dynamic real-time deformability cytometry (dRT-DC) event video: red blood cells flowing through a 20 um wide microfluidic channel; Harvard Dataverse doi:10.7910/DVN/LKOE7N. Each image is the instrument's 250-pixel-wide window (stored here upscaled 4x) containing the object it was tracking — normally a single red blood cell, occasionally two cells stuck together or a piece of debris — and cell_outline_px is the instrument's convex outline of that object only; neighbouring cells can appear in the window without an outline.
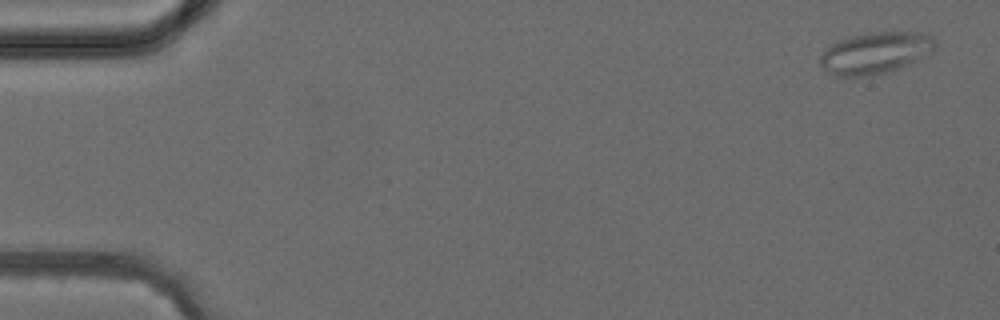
{"species": "common noctule bat (a hibernating species)", "species_latin": "Nyctalus noctula", "temperature_condition": "cold", "stored_images_in_passage": 4, "camera_frame_rate_fps": 3000, "um_per_image_px": 0.085, "animal": {"sex": "female", "body_mass_g": 24.6, "forearm_length_mm": 56.2}, "frame": {"image": 1, "passage_image": 1, "time_ms": 0.0, "image_size_px": [1000, 320], "cell_outline_px": [[936, 44], [932, 48], [912, 64], [888, 72], [872, 76], [836, 76], [828, 72], [820, 64], [820, 56], [836, 40], [848, 36], [864, 32], [928, 32], [932, 36]], "centroid_in_image_um": [74.39, 4.49], "position_along_channel_um": 10.6, "area_um2": 28.03}}
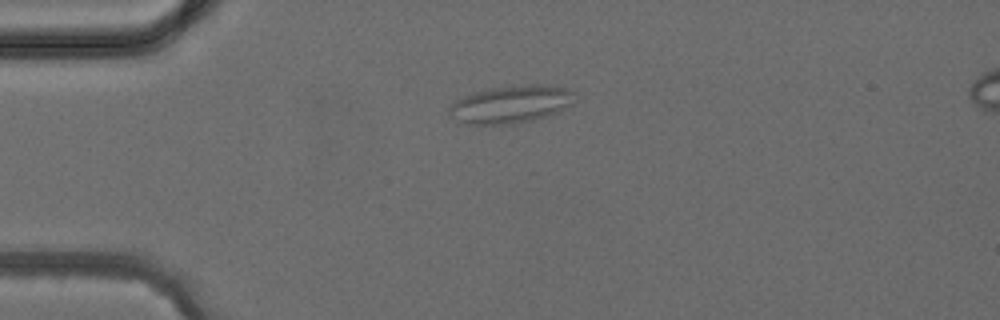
{"frame": {"image": 2, "passage_image": 3, "time_ms": 3.0, "image_size_px": [1000, 320], "cell_outline_px": [[576, 92], [572, 104], [548, 116], [532, 120], [512, 124], [468, 124], [452, 116], [448, 112], [448, 108], [456, 100], [464, 96], [476, 92], [492, 88], [524, 84], [548, 84], [568, 88]], "centroid_in_image_um": [43.49, 8.84], "position_along_channel_um": 41.5, "area_um2": 27.46}}